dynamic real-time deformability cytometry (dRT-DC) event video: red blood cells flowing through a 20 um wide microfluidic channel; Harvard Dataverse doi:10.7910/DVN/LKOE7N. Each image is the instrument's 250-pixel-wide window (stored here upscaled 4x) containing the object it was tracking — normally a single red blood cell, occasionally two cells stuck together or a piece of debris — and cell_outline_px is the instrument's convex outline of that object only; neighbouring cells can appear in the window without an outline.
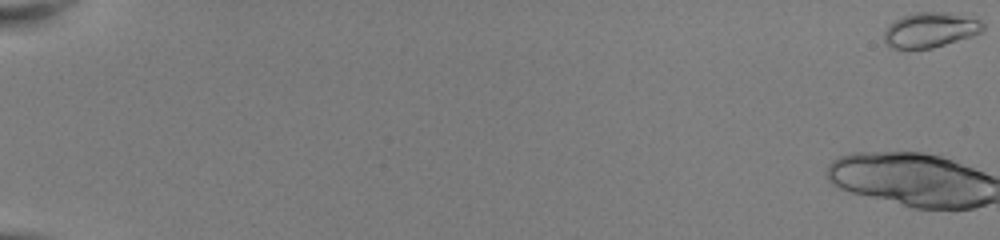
{"species": "common noctule bat (a hibernating species)", "species_latin": "Nyctalus noctula", "temperature_condition": "room temperature", "stored_images_in_passage": 47, "camera_frame_rate_fps": 3000, "um_per_image_px": 0.085, "animal": {"sex": "female", "body_mass_g": 22.0, "forearm_length_mm": 56.7}, "frame": {"image": 1, "passage_image": 1, "time_ms": 0.0, "image_size_px": [1000, 240], "cell_outline_px": [[984, 28], [980, 32], [972, 36], [932, 48], [908, 52], [888, 48], [884, 44], [884, 32], [888, 24], [904, 16], [916, 12], [944, 12], [980, 20], [984, 24]], "centroid_in_image_um": [78.97, 2.6], "position_along_channel_um": 6.0, "area_um2": 20.63}, "authors_computed_cell_mechanics": {"area_um2": 18.9006, "velocity_mm_per_s": 4.0662, "shape_relaxation_time_tau1_ms": 9.7609, "shape_relaxation_time_tau2_ms": 1.1573, "deformation_change_tau1": 0.3192, "deformation_change_tau2": 0.083}}